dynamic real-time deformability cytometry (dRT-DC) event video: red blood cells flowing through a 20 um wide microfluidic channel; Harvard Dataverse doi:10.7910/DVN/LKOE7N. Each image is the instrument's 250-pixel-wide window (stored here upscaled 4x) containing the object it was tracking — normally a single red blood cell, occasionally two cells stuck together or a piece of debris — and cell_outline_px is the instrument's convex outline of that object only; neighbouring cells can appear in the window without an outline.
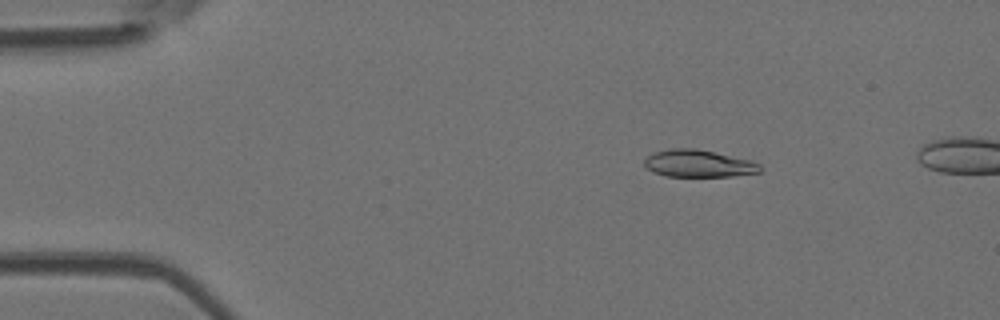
{"species": "Egyptian fruit bat (a non-hibernating species)", "species_latin": "Rousettus aegyptiacus", "temperature_condition": "room temperature", "stored_images_in_passage": 49, "camera_frame_rate_fps": 3000, "um_per_image_px": 0.085, "animal": {"sex": "female"}, "frame": {"image": 1, "passage_image": 8, "time_ms": 2.333, "image_size_px": [1000, 320], "cell_outline_px": [[760, 172], [732, 176], [668, 176], [652, 172], [644, 168], [644, 160], [652, 152], [672, 148], [696, 148], [752, 160], [760, 164]], "centroid_in_image_um": [59.34, 13.89], "position_along_channel_um": 25.7, "area_um2": 18.5}}
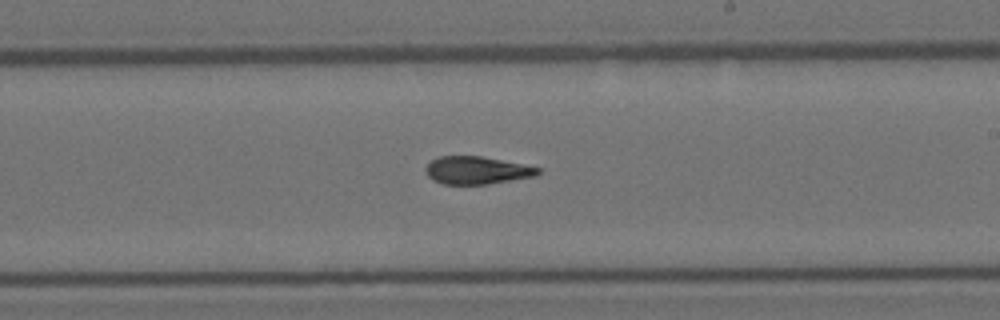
{"frame": {"image": 2, "passage_image": 30, "time_ms": 9.667, "image_size_px": [1000, 320], "cell_outline_px": [[540, 172], [536, 176], [488, 184], [444, 184], [432, 180], [428, 176], [424, 168], [432, 160], [440, 156], [480, 156], [540, 168]], "centroid_in_image_um": [40.49, 14.48], "position_along_channel_um": 248.5, "area_um2": 17.92}}
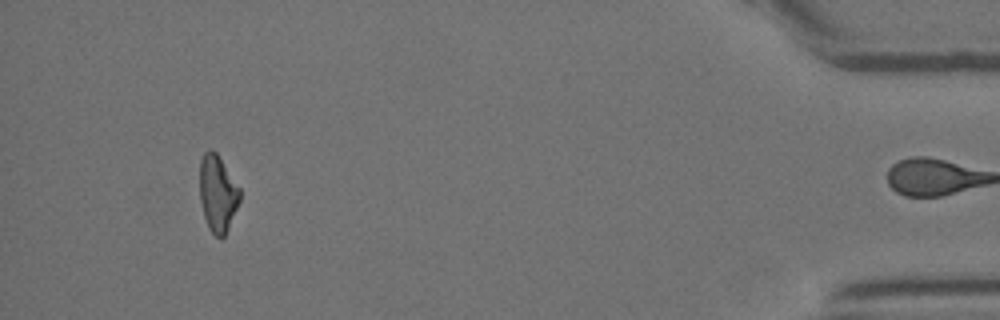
{"frame": {"image": 3, "passage_image": 48, "time_ms": 15.667, "image_size_px": [1000, 320], "cell_outline_px": [[240, 200], [228, 228], [224, 236], [220, 240], [208, 228], [204, 216], [200, 200], [200, 160], [204, 152], [208, 148], [212, 148], [216, 152], [240, 188]], "centroid_in_image_um": [18.49, 16.43], "position_along_channel_um": 416.7, "area_um2": 17.92}, "authors_computed_cell_mechanics": {"area_um2": 19.074, "velocity_mm_per_s": 3.9627, "shape_relaxation_time_tau1_ms": 5.7519, "shape_relaxation_time_tau2_ms": 3.1075, "deformation_change_tau1": 0.1831, "deformation_change_tau2": 0.1077}}